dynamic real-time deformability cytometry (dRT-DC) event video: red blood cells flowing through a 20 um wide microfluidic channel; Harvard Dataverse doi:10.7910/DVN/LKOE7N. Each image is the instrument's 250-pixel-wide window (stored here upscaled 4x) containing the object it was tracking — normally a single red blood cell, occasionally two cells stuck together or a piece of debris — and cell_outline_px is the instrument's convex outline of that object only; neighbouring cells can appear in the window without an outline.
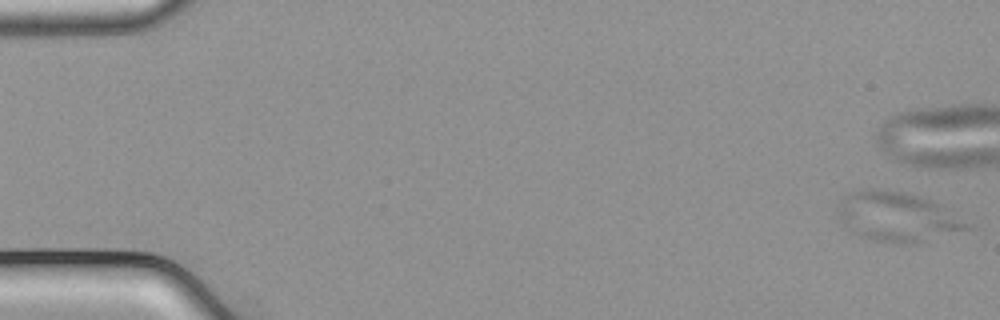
{"species": "common noctule bat (a hibernating species)", "species_latin": "Nyctalus noctula", "temperature_condition": "cold", "stored_images_in_passage": 6, "camera_frame_rate_fps": 3000, "um_per_image_px": 0.085, "animal": {"sex": "male", "body_mass_g": 21.5, "forearm_length_mm": 52.0}, "frame": {"image": 1, "passage_image": 1, "time_ms": 0.0, "image_size_px": [1000, 320], "cell_outline_px": [[976, 228], [916, 244], [896, 244], [872, 240], [856, 232], [840, 220], [836, 216], [840, 204], [848, 196], [856, 192], [868, 188], [876, 188], [900, 192], [932, 200], [944, 204], [976, 224]], "centroid_in_image_um": [76.49, 18.46], "position_along_channel_um": 8.5, "area_um2": 37.8}}